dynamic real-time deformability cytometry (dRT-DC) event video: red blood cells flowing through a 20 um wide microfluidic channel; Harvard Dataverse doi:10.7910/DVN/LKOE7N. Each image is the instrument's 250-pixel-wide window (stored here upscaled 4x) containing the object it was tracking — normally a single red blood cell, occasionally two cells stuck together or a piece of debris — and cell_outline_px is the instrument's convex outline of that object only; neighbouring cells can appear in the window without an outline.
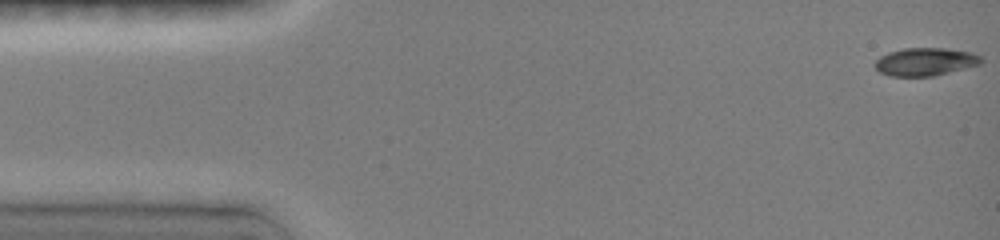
{"species": "common noctule bat (a hibernating species)", "species_latin": "Nyctalus noctula", "temperature_condition": "room temperature", "stored_images_in_passage": 41, "camera_frame_rate_fps": 3000, "um_per_image_px": 0.085, "animal": {"sex": "female", "body_mass_g": 19.0, "forearm_length_mm": 51.5}, "frame": {"image": 1, "passage_image": 1, "time_ms": 0.0, "image_size_px": [1000, 240], "cell_outline_px": [[984, 60], [980, 64], [932, 76], [888, 76], [880, 72], [872, 64], [880, 56], [888, 52], [904, 48], [944, 48], [972, 52], [980, 56]], "centroid_in_image_um": [78.62, 5.24], "position_along_channel_um": 6.4, "area_um2": 17.28}}
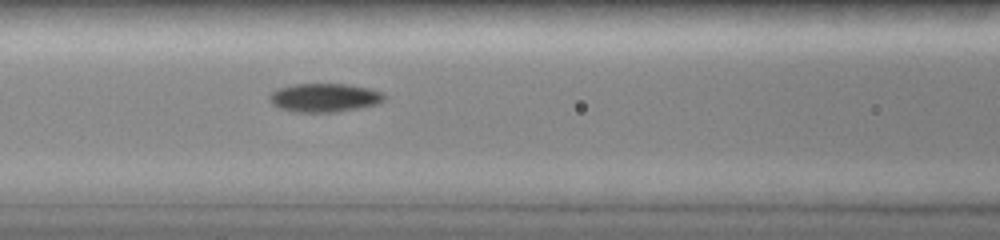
{"frame": {"image": 2, "passage_image": 15, "time_ms": 6.333, "image_size_px": [1000, 240], "cell_outline_px": [[384, 100], [376, 104], [336, 112], [296, 112], [276, 108], [272, 104], [272, 92], [280, 88], [296, 84], [344, 84], [364, 88], [380, 92], [384, 96]], "centroid_in_image_um": [27.54, 8.31], "position_along_channel_um": 139.1, "area_um2": 18.61}}
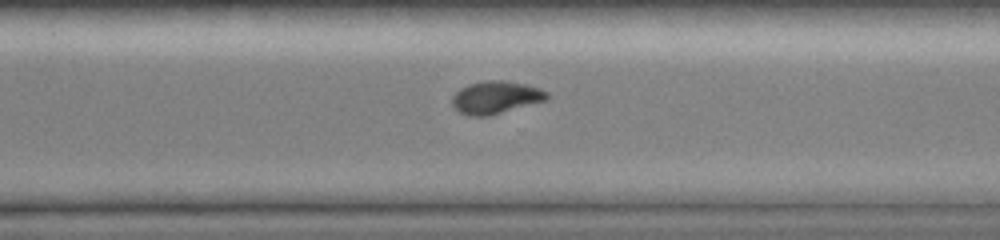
{"frame": {"image": 3, "passage_image": 37, "time_ms": 11.0, "image_size_px": [1000, 240], "cell_outline_px": [[548, 100], [488, 116], [468, 116], [460, 112], [452, 104], [452, 96], [460, 88], [468, 84], [484, 80], [500, 80], [524, 84], [540, 88], [548, 92]], "centroid_in_image_um": [42.14, 8.28], "position_along_channel_um": 328.5, "area_um2": 18.03}}